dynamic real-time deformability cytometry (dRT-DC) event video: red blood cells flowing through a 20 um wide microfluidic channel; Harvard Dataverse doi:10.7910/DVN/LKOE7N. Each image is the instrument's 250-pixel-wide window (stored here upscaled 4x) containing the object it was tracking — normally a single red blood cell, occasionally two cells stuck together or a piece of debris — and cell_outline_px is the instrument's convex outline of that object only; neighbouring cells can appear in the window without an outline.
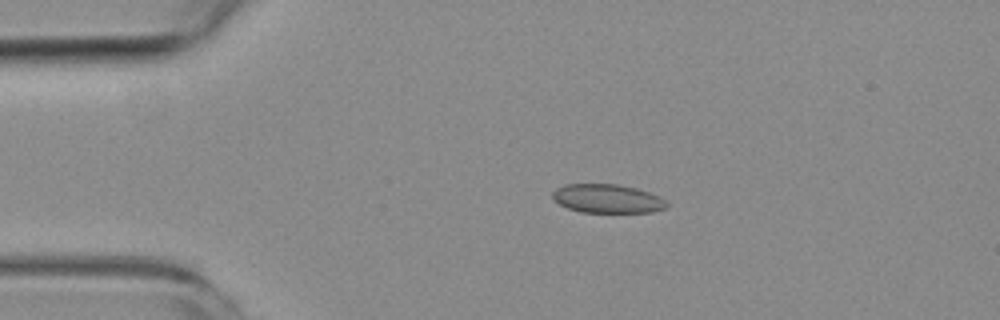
{"species": "common noctule bat (a hibernating species)", "species_latin": "Nyctalus noctula", "temperature_condition": "room temperature", "stored_images_in_passage": 4, "camera_frame_rate_fps": 3000, "um_per_image_px": 0.085, "animal": {"sex": "female", "body_mass_g": 19.3, "forearm_length_mm": 54.1}, "frame": {"image": 1, "passage_image": 3, "time_ms": 2.0, "image_size_px": [1000, 320], "cell_outline_px": [[668, 208], [652, 212], [580, 212], [568, 208], [552, 200], [552, 192], [556, 188], [564, 184], [616, 184], [636, 188], [660, 196], [668, 204]], "centroid_in_image_um": [51.61, 16.88], "position_along_channel_um": 33.4, "area_um2": 19.25}}